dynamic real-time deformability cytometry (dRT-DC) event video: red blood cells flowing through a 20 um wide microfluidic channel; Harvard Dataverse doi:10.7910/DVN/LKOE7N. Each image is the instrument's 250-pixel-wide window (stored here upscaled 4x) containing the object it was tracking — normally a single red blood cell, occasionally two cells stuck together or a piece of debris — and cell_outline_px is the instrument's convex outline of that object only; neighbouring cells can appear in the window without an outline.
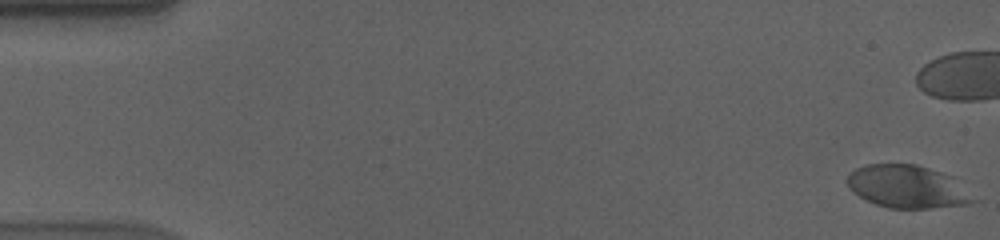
{"species": "human", "species_latin": "Homo sapiens", "temperature_condition": "cold", "stored_images_in_passage": 46, "camera_frame_rate_fps": 3000, "um_per_image_px": 0.085, "donor": {"sex": "male"}, "frame": {"image": 1, "passage_image": 1, "time_ms": 0.0, "image_size_px": [1000, 240], "cell_outline_px": [[980, 200], [968, 204], [932, 208], [888, 208], [876, 204], [860, 196], [844, 180], [856, 168], [868, 164], [916, 164], [956, 176]], "centroid_in_image_um": [77.26, 15.86], "position_along_channel_um": 7.7, "area_um2": 31.85}}
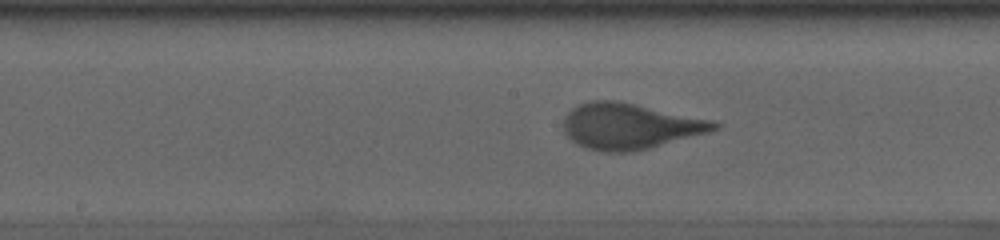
{"frame": {"image": 2, "passage_image": 30, "time_ms": 9.667, "image_size_px": [1000, 240], "cell_outline_px": [[724, 124], [720, 128], [708, 132], [648, 148], [632, 152], [604, 152], [588, 148], [576, 144], [564, 132], [564, 120], [568, 112], [576, 104], [588, 100], [616, 100], [712, 120]], "centroid_in_image_um": [53.51, 10.71], "position_along_channel_um": 194.7, "area_um2": 40.11}}
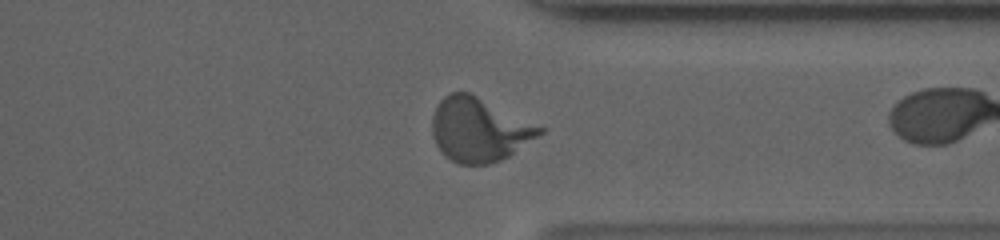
{"frame": {"image": 3, "passage_image": 45, "time_ms": 14.667, "image_size_px": [1000, 240], "cell_outline_px": [[544, 132], [508, 156], [500, 160], [488, 164], [460, 164], [444, 156], [440, 152], [432, 136], [432, 116], [440, 100], [444, 96], [452, 92], [468, 92], [544, 128]], "centroid_in_image_um": [40.68, 11.03], "position_along_channel_um": 370.7, "area_um2": 39.54}}